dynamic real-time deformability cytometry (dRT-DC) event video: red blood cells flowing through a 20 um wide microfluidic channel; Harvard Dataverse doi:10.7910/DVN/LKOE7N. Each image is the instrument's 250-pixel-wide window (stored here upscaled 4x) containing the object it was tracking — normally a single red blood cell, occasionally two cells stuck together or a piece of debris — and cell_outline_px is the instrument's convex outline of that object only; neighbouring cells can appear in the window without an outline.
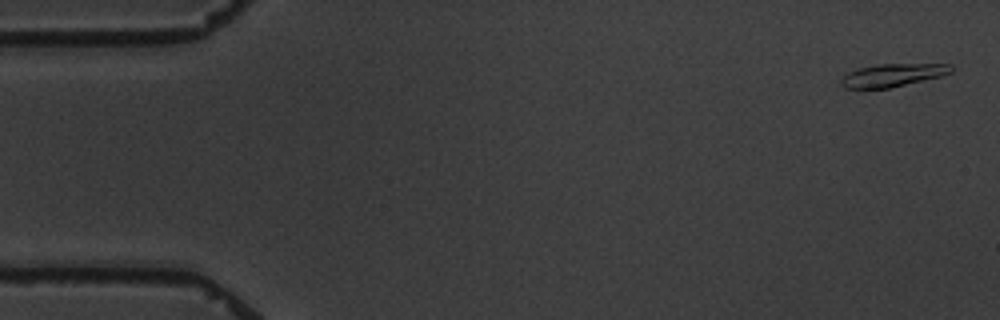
{"species": "common noctule bat (a hibernating species)", "species_latin": "Nyctalus noctula", "temperature_condition": "warm", "stored_images_in_passage": 4, "camera_frame_rate_fps": 3000, "um_per_image_px": 0.085, "animal": {"sex": "male", "body_mass_g": 19.5, "forearm_length_mm": 54.6}, "frame": {"image": 1, "passage_image": 1, "time_ms": 0.0, "image_size_px": [1000, 320], "cell_outline_px": [[952, 72], [944, 76], [888, 88], [844, 88], [840, 84], [840, 80], [848, 72], [860, 68], [876, 64], [952, 64]], "centroid_in_image_um": [75.9, 6.39], "position_along_channel_um": 9.1, "area_um2": 14.68}}
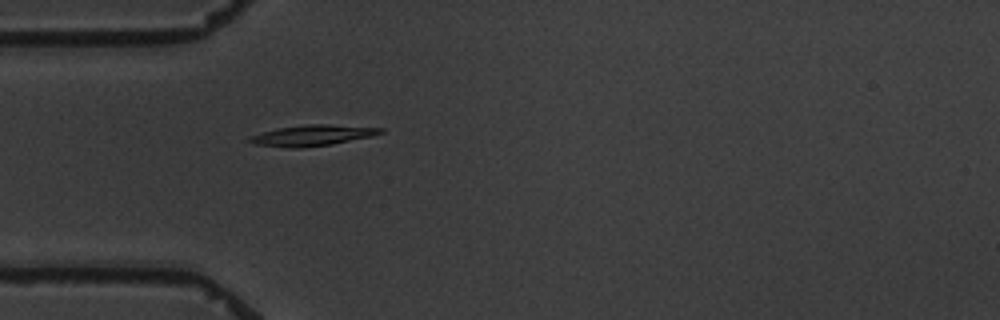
{"frame": {"image": 2, "passage_image": 4, "time_ms": 5.0, "image_size_px": [1000, 320], "cell_outline_px": [[384, 132], [372, 136], [332, 144], [304, 148], [292, 148], [252, 144], [248, 140], [248, 136], [276, 128], [304, 124], [328, 124], [384, 128]], "centroid_in_image_um": [26.52, 11.5], "position_along_channel_um": 58.5, "area_um2": 16.07}}